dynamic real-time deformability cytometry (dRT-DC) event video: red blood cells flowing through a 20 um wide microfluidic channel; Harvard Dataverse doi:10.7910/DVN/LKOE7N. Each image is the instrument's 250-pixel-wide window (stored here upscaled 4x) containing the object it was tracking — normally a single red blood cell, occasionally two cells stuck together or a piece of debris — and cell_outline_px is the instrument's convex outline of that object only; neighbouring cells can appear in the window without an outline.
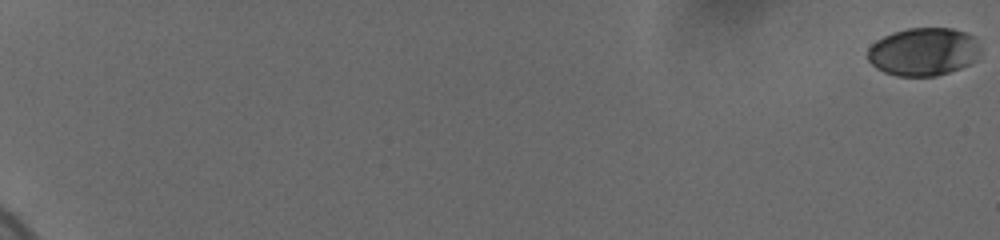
{"species": "human", "species_latin": "Homo sapiens", "temperature_condition": "cold", "stored_images_in_passage": 19, "camera_frame_rate_fps": 3000, "um_per_image_px": 0.085, "donor": {"sex": "female"}, "frame": {"image": 1, "passage_image": 1, "time_ms": 0.0, "image_size_px": [1000, 240], "cell_outline_px": [[984, 48], [976, 60], [960, 68], [936, 76], [896, 76], [884, 72], [876, 68], [868, 60], [868, 48], [876, 40], [892, 32], [908, 28], [952, 28], [968, 32], [976, 36]], "centroid_in_image_um": [78.56, 4.38], "position_along_channel_um": 6.4, "area_um2": 32.19}}
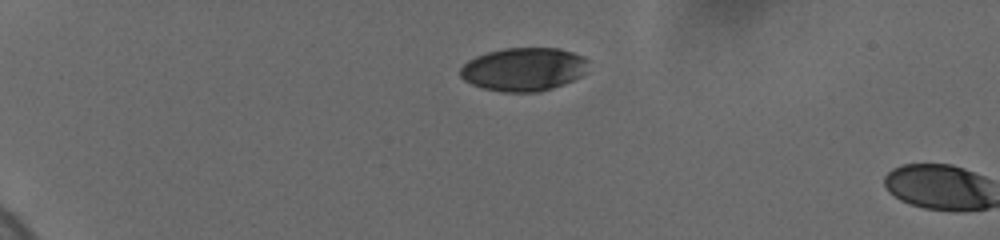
{"frame": {"image": 2, "passage_image": 17, "time_ms": 5.667, "image_size_px": [1000, 240], "cell_outline_px": [[588, 72], [572, 80], [552, 88], [536, 92], [504, 92], [484, 88], [472, 84], [464, 80], [460, 76], [460, 68], [468, 60], [476, 56], [488, 52], [504, 48], [560, 48], [584, 56], [588, 60]], "centroid_in_image_um": [44.53, 5.88], "position_along_channel_um": 40.5, "area_um2": 32.43}}